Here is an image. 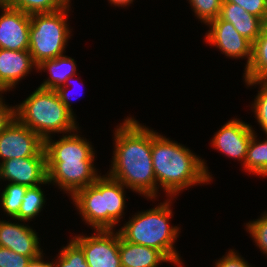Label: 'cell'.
Returning <instances> with one entry per match:
<instances>
[{"label": "cell", "mask_w": 267, "mask_h": 267, "mask_svg": "<svg viewBox=\"0 0 267 267\" xmlns=\"http://www.w3.org/2000/svg\"><path fill=\"white\" fill-rule=\"evenodd\" d=\"M117 127L108 175L139 195L156 199L159 190L151 155L152 129L128 116Z\"/></svg>", "instance_id": "cell-1"}, {"label": "cell", "mask_w": 267, "mask_h": 267, "mask_svg": "<svg viewBox=\"0 0 267 267\" xmlns=\"http://www.w3.org/2000/svg\"><path fill=\"white\" fill-rule=\"evenodd\" d=\"M151 155L158 189L161 187L169 198L174 199L183 189L212 180L204 159L153 129Z\"/></svg>", "instance_id": "cell-2"}, {"label": "cell", "mask_w": 267, "mask_h": 267, "mask_svg": "<svg viewBox=\"0 0 267 267\" xmlns=\"http://www.w3.org/2000/svg\"><path fill=\"white\" fill-rule=\"evenodd\" d=\"M171 201L172 197L155 208L139 211L117 231L124 240L159 250L171 264L183 267L179 253L174 247L180 227L170 226L169 223L173 216Z\"/></svg>", "instance_id": "cell-3"}, {"label": "cell", "mask_w": 267, "mask_h": 267, "mask_svg": "<svg viewBox=\"0 0 267 267\" xmlns=\"http://www.w3.org/2000/svg\"><path fill=\"white\" fill-rule=\"evenodd\" d=\"M124 188L120 181L100 173L92 185L78 190L71 199L82 220L94 230H113L124 215Z\"/></svg>", "instance_id": "cell-4"}, {"label": "cell", "mask_w": 267, "mask_h": 267, "mask_svg": "<svg viewBox=\"0 0 267 267\" xmlns=\"http://www.w3.org/2000/svg\"><path fill=\"white\" fill-rule=\"evenodd\" d=\"M16 119L43 140L51 134H69L79 130L76 116L61 102L55 90L38 87L21 104L15 106Z\"/></svg>", "instance_id": "cell-5"}, {"label": "cell", "mask_w": 267, "mask_h": 267, "mask_svg": "<svg viewBox=\"0 0 267 267\" xmlns=\"http://www.w3.org/2000/svg\"><path fill=\"white\" fill-rule=\"evenodd\" d=\"M70 4L51 13L30 15L29 52L36 65L63 55L71 30L67 24Z\"/></svg>", "instance_id": "cell-6"}, {"label": "cell", "mask_w": 267, "mask_h": 267, "mask_svg": "<svg viewBox=\"0 0 267 267\" xmlns=\"http://www.w3.org/2000/svg\"><path fill=\"white\" fill-rule=\"evenodd\" d=\"M91 236L72 239L82 248L89 267H122L119 255V231L95 230Z\"/></svg>", "instance_id": "cell-7"}, {"label": "cell", "mask_w": 267, "mask_h": 267, "mask_svg": "<svg viewBox=\"0 0 267 267\" xmlns=\"http://www.w3.org/2000/svg\"><path fill=\"white\" fill-rule=\"evenodd\" d=\"M94 161L46 162L47 181L72 197L78 190L92 185L100 176Z\"/></svg>", "instance_id": "cell-8"}, {"label": "cell", "mask_w": 267, "mask_h": 267, "mask_svg": "<svg viewBox=\"0 0 267 267\" xmlns=\"http://www.w3.org/2000/svg\"><path fill=\"white\" fill-rule=\"evenodd\" d=\"M32 156H46L44 140L15 118L0 134L1 162Z\"/></svg>", "instance_id": "cell-9"}, {"label": "cell", "mask_w": 267, "mask_h": 267, "mask_svg": "<svg viewBox=\"0 0 267 267\" xmlns=\"http://www.w3.org/2000/svg\"><path fill=\"white\" fill-rule=\"evenodd\" d=\"M206 25L209 30L204 37L205 42L219 48L227 57L247 58L245 67H248L252 58V43L239 34L232 23L222 20L219 16Z\"/></svg>", "instance_id": "cell-10"}, {"label": "cell", "mask_w": 267, "mask_h": 267, "mask_svg": "<svg viewBox=\"0 0 267 267\" xmlns=\"http://www.w3.org/2000/svg\"><path fill=\"white\" fill-rule=\"evenodd\" d=\"M36 187L47 181L46 156H32L5 160L0 163V180Z\"/></svg>", "instance_id": "cell-11"}, {"label": "cell", "mask_w": 267, "mask_h": 267, "mask_svg": "<svg viewBox=\"0 0 267 267\" xmlns=\"http://www.w3.org/2000/svg\"><path fill=\"white\" fill-rule=\"evenodd\" d=\"M254 130L250 124L240 119H231L218 130L212 141L213 149L220 151L229 158L242 161L246 159L247 149Z\"/></svg>", "instance_id": "cell-12"}, {"label": "cell", "mask_w": 267, "mask_h": 267, "mask_svg": "<svg viewBox=\"0 0 267 267\" xmlns=\"http://www.w3.org/2000/svg\"><path fill=\"white\" fill-rule=\"evenodd\" d=\"M0 48L29 50L30 14L0 2Z\"/></svg>", "instance_id": "cell-13"}, {"label": "cell", "mask_w": 267, "mask_h": 267, "mask_svg": "<svg viewBox=\"0 0 267 267\" xmlns=\"http://www.w3.org/2000/svg\"><path fill=\"white\" fill-rule=\"evenodd\" d=\"M59 140H44L46 162L95 161V151L89 141L75 131L62 135Z\"/></svg>", "instance_id": "cell-14"}, {"label": "cell", "mask_w": 267, "mask_h": 267, "mask_svg": "<svg viewBox=\"0 0 267 267\" xmlns=\"http://www.w3.org/2000/svg\"><path fill=\"white\" fill-rule=\"evenodd\" d=\"M36 230L23 223L0 220V246L32 260L40 257L43 250ZM42 250V251H41Z\"/></svg>", "instance_id": "cell-15"}, {"label": "cell", "mask_w": 267, "mask_h": 267, "mask_svg": "<svg viewBox=\"0 0 267 267\" xmlns=\"http://www.w3.org/2000/svg\"><path fill=\"white\" fill-rule=\"evenodd\" d=\"M32 68H37V65L28 50L16 51L0 48V94L15 88L18 81L30 74Z\"/></svg>", "instance_id": "cell-16"}, {"label": "cell", "mask_w": 267, "mask_h": 267, "mask_svg": "<svg viewBox=\"0 0 267 267\" xmlns=\"http://www.w3.org/2000/svg\"><path fill=\"white\" fill-rule=\"evenodd\" d=\"M119 255L122 267H158L171 261L159 250L124 240L119 234Z\"/></svg>", "instance_id": "cell-17"}, {"label": "cell", "mask_w": 267, "mask_h": 267, "mask_svg": "<svg viewBox=\"0 0 267 267\" xmlns=\"http://www.w3.org/2000/svg\"><path fill=\"white\" fill-rule=\"evenodd\" d=\"M219 17L226 22L232 23L237 32L251 43L258 38L264 26V22L260 18L231 2H222Z\"/></svg>", "instance_id": "cell-18"}, {"label": "cell", "mask_w": 267, "mask_h": 267, "mask_svg": "<svg viewBox=\"0 0 267 267\" xmlns=\"http://www.w3.org/2000/svg\"><path fill=\"white\" fill-rule=\"evenodd\" d=\"M76 62L71 57L66 55L58 56L54 59H47L37 65L36 70H46L49 72V77L40 86L42 89L56 90L58 87L65 85L68 87L71 79L76 77Z\"/></svg>", "instance_id": "cell-19"}, {"label": "cell", "mask_w": 267, "mask_h": 267, "mask_svg": "<svg viewBox=\"0 0 267 267\" xmlns=\"http://www.w3.org/2000/svg\"><path fill=\"white\" fill-rule=\"evenodd\" d=\"M244 70V81H267V27L265 25L258 38L252 43V58Z\"/></svg>", "instance_id": "cell-20"}, {"label": "cell", "mask_w": 267, "mask_h": 267, "mask_svg": "<svg viewBox=\"0 0 267 267\" xmlns=\"http://www.w3.org/2000/svg\"><path fill=\"white\" fill-rule=\"evenodd\" d=\"M244 170L248 173L267 177V138L258 141L255 131L248 145Z\"/></svg>", "instance_id": "cell-21"}, {"label": "cell", "mask_w": 267, "mask_h": 267, "mask_svg": "<svg viewBox=\"0 0 267 267\" xmlns=\"http://www.w3.org/2000/svg\"><path fill=\"white\" fill-rule=\"evenodd\" d=\"M5 5L27 14L51 13L67 7L71 0H1Z\"/></svg>", "instance_id": "cell-22"}, {"label": "cell", "mask_w": 267, "mask_h": 267, "mask_svg": "<svg viewBox=\"0 0 267 267\" xmlns=\"http://www.w3.org/2000/svg\"><path fill=\"white\" fill-rule=\"evenodd\" d=\"M39 186L29 187L24 195L23 202L19 209L18 214L13 218L18 222L32 221L35 216L39 215L42 211L43 206L45 205V195L43 189Z\"/></svg>", "instance_id": "cell-23"}, {"label": "cell", "mask_w": 267, "mask_h": 267, "mask_svg": "<svg viewBox=\"0 0 267 267\" xmlns=\"http://www.w3.org/2000/svg\"><path fill=\"white\" fill-rule=\"evenodd\" d=\"M2 191L0 205L3 208L4 213L13 218L18 214L19 209L21 207V203L23 202L24 195L29 187L15 184V183H8Z\"/></svg>", "instance_id": "cell-24"}, {"label": "cell", "mask_w": 267, "mask_h": 267, "mask_svg": "<svg viewBox=\"0 0 267 267\" xmlns=\"http://www.w3.org/2000/svg\"><path fill=\"white\" fill-rule=\"evenodd\" d=\"M69 241L58 253L54 267H89L82 248L73 239Z\"/></svg>", "instance_id": "cell-25"}, {"label": "cell", "mask_w": 267, "mask_h": 267, "mask_svg": "<svg viewBox=\"0 0 267 267\" xmlns=\"http://www.w3.org/2000/svg\"><path fill=\"white\" fill-rule=\"evenodd\" d=\"M248 87L258 85L260 86L258 93L254 99L253 112L262 131L267 135V81H245Z\"/></svg>", "instance_id": "cell-26"}, {"label": "cell", "mask_w": 267, "mask_h": 267, "mask_svg": "<svg viewBox=\"0 0 267 267\" xmlns=\"http://www.w3.org/2000/svg\"><path fill=\"white\" fill-rule=\"evenodd\" d=\"M222 2L223 0H189L195 16L205 24L220 15Z\"/></svg>", "instance_id": "cell-27"}, {"label": "cell", "mask_w": 267, "mask_h": 267, "mask_svg": "<svg viewBox=\"0 0 267 267\" xmlns=\"http://www.w3.org/2000/svg\"><path fill=\"white\" fill-rule=\"evenodd\" d=\"M246 230L254 239L256 246L267 255V212L254 221H249L246 224Z\"/></svg>", "instance_id": "cell-28"}, {"label": "cell", "mask_w": 267, "mask_h": 267, "mask_svg": "<svg viewBox=\"0 0 267 267\" xmlns=\"http://www.w3.org/2000/svg\"><path fill=\"white\" fill-rule=\"evenodd\" d=\"M32 259L0 246V267H28Z\"/></svg>", "instance_id": "cell-29"}, {"label": "cell", "mask_w": 267, "mask_h": 267, "mask_svg": "<svg viewBox=\"0 0 267 267\" xmlns=\"http://www.w3.org/2000/svg\"><path fill=\"white\" fill-rule=\"evenodd\" d=\"M244 8L248 13L260 18L265 22L267 17V0H223Z\"/></svg>", "instance_id": "cell-30"}, {"label": "cell", "mask_w": 267, "mask_h": 267, "mask_svg": "<svg viewBox=\"0 0 267 267\" xmlns=\"http://www.w3.org/2000/svg\"><path fill=\"white\" fill-rule=\"evenodd\" d=\"M235 249L229 250L225 256L217 260L215 267H251L250 264L239 255Z\"/></svg>", "instance_id": "cell-31"}, {"label": "cell", "mask_w": 267, "mask_h": 267, "mask_svg": "<svg viewBox=\"0 0 267 267\" xmlns=\"http://www.w3.org/2000/svg\"><path fill=\"white\" fill-rule=\"evenodd\" d=\"M0 95V134L15 120V106H8Z\"/></svg>", "instance_id": "cell-32"}, {"label": "cell", "mask_w": 267, "mask_h": 267, "mask_svg": "<svg viewBox=\"0 0 267 267\" xmlns=\"http://www.w3.org/2000/svg\"><path fill=\"white\" fill-rule=\"evenodd\" d=\"M68 88H66L65 85L58 87L55 91L59 97V99L61 100V102L67 107V109L73 114L74 111L71 107V102L69 101V99L71 100V95H69L70 93H68Z\"/></svg>", "instance_id": "cell-33"}, {"label": "cell", "mask_w": 267, "mask_h": 267, "mask_svg": "<svg viewBox=\"0 0 267 267\" xmlns=\"http://www.w3.org/2000/svg\"><path fill=\"white\" fill-rule=\"evenodd\" d=\"M43 258L44 256L42 254L40 257L33 259L28 267H54L53 261L46 262Z\"/></svg>", "instance_id": "cell-34"}, {"label": "cell", "mask_w": 267, "mask_h": 267, "mask_svg": "<svg viewBox=\"0 0 267 267\" xmlns=\"http://www.w3.org/2000/svg\"><path fill=\"white\" fill-rule=\"evenodd\" d=\"M109 3L112 5H114L115 7H125V6H129L134 0H108Z\"/></svg>", "instance_id": "cell-35"}, {"label": "cell", "mask_w": 267, "mask_h": 267, "mask_svg": "<svg viewBox=\"0 0 267 267\" xmlns=\"http://www.w3.org/2000/svg\"><path fill=\"white\" fill-rule=\"evenodd\" d=\"M264 25L267 27V17H266V20L264 22Z\"/></svg>", "instance_id": "cell-36"}]
</instances>
